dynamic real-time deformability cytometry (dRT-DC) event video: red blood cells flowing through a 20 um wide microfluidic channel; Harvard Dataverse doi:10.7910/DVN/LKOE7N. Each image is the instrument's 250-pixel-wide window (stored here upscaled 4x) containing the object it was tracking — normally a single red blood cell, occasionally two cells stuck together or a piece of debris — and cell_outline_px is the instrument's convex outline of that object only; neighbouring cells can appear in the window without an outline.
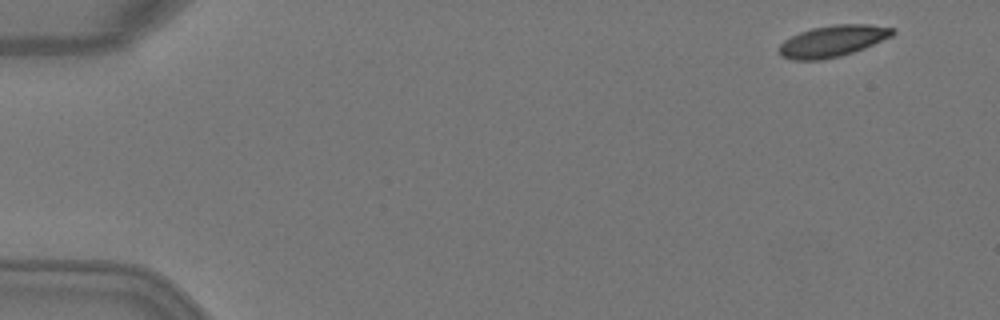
{"species": "Egyptian fruit bat (a non-hibernating species)", "species_latin": "Rousettus aegyptiacus", "temperature_condition": "warm", "stored_images_in_passage": 4, "camera_frame_rate_fps": 3000, "um_per_image_px": 0.085, "animal": {"sex": "female"}, "frame": {"image": 1, "passage_image": 1, "time_ms": 0.0, "image_size_px": [1000, 320], "cell_outline_px": [[896, 32], [892, 36], [864, 48], [840, 56], [820, 60], [792, 60], [780, 56], [776, 48], [784, 40], [800, 32], [812, 28], [836, 24], [868, 24], [896, 28]], "centroid_in_image_um": [70.75, 3.49], "position_along_channel_um": 14.2, "area_um2": 20.92}}
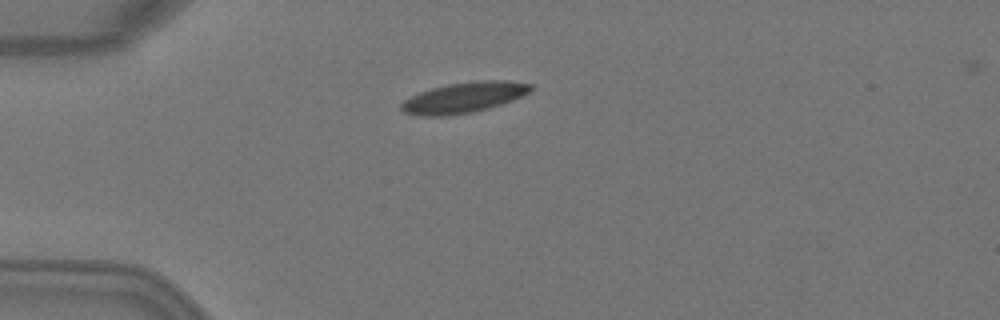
{"frame": {"image": 2, "passage_image": 4, "time_ms": 1.0, "image_size_px": [1000, 320], "cell_outline_px": [[532, 88], [528, 92], [512, 100], [488, 108], [472, 112], [448, 116], [416, 116], [404, 112], [400, 108], [400, 104], [404, 100], [420, 92], [432, 88], [448, 84], [480, 80], [508, 80], [532, 84]], "centroid_in_image_um": [39.4, 8.29], "position_along_channel_um": 45.6, "area_um2": 22.95}}